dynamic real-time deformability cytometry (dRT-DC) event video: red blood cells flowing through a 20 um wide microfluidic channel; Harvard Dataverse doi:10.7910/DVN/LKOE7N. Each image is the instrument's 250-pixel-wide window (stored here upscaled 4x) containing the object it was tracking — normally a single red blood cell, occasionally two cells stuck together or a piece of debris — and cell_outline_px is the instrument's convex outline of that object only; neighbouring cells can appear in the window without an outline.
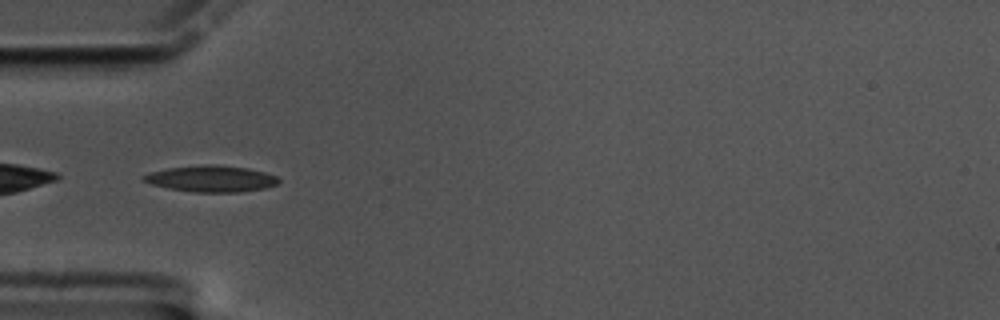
{"species": "common noctule bat (a hibernating species)", "species_latin": "Nyctalus noctula", "temperature_condition": "cold", "stored_images_in_passage": 38, "camera_frame_rate_fps": 3000, "um_per_image_px": 0.085, "animal": {"sex": "male", "body_mass_g": 17.5, "forearm_length_mm": 52.3}, "frame": {"image": 1, "passage_image": 1, "time_ms": 0.0, "image_size_px": [1000, 320], "cell_outline_px": [[280, 180], [276, 184], [264, 188], [240, 192], [192, 192], [168, 188], [152, 184], [140, 180], [140, 176], [148, 172], [168, 168], [204, 164], [220, 164], [248, 168], [264, 172], [276, 176]], "centroid_in_image_um": [17.9, 15.18], "position_along_channel_um": 67.1, "area_um2": 20.92}}
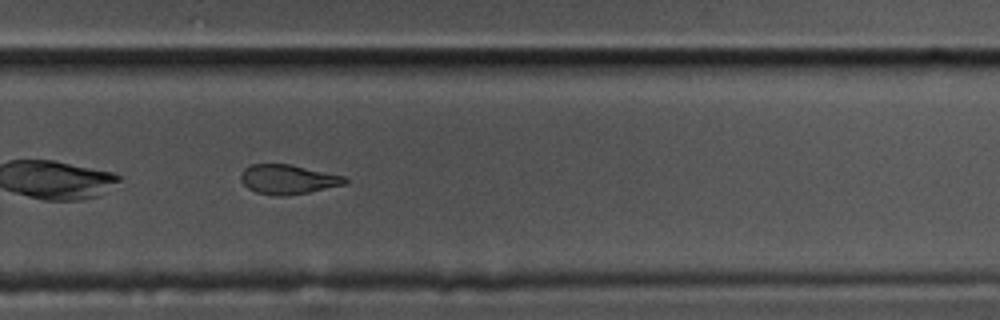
{"frame": {"image": 2, "passage_image": 22, "time_ms": 7.0, "image_size_px": [1000, 320], "cell_outline_px": [[348, 180], [344, 184], [308, 192], [284, 196], [276, 196], [256, 192], [248, 188], [240, 180], [240, 176], [244, 168], [252, 164], [288, 164], [344, 176]], "centroid_in_image_um": [24.43, 15.25], "position_along_channel_um": 305.4, "area_um2": 17.63}, "authors_computed_cell_mechanics": {"area_um2": 19.1318, "velocity_mm_per_s": 3.4109, "shape_relaxation_time_tau1_ms": null, "shape_relaxation_time_tau2_ms": 3.4362, "deformation_change_tau1": null, "deformation_change_tau2": 0.1079}}